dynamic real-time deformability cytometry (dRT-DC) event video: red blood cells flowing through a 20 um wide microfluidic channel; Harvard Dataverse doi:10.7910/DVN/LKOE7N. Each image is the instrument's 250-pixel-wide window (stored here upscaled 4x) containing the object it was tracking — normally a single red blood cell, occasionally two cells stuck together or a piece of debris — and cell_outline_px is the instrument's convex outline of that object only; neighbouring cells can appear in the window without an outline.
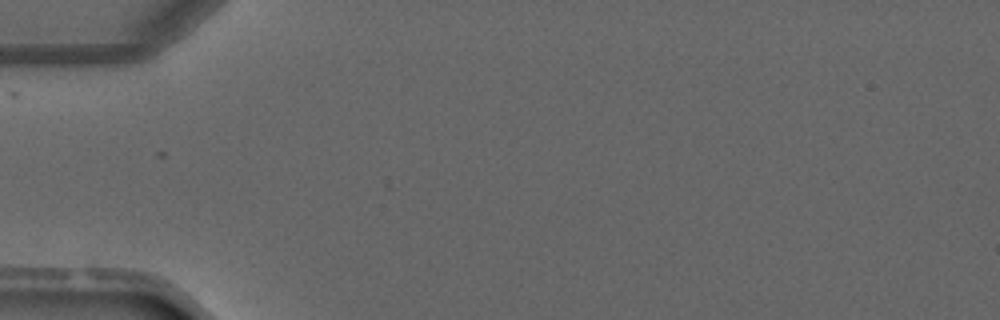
{"species": "common noctule bat (a hibernating species)", "species_latin": "Nyctalus noctula", "temperature_condition": "warm", "stored_images_in_passage": 4, "segment_of_instrument_passage": [2, 2], "camera_frame_rate_fps": 3000, "um_per_image_px": 0.085, "animal": {"sex": "male", "forearm_length_mm": 52.5}, "frame": {"image": 1, "passage_image": 3, "time_ms": 3.0, "image_size_px": [1000, 320], "cell_outline_px": [[296, 52], [284, 64], [268, 72], [256, 72], [248, 48], [248, 40], [276, 32], [288, 32]], "centroid_in_image_um": [23.02, 4.34], "position_along_channel_um": 62.0, "area_um2": 10.12}}